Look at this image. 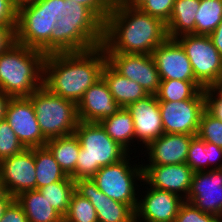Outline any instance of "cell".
Listing matches in <instances>:
<instances>
[{
    "label": "cell",
    "mask_w": 222,
    "mask_h": 222,
    "mask_svg": "<svg viewBox=\"0 0 222 222\" xmlns=\"http://www.w3.org/2000/svg\"><path fill=\"white\" fill-rule=\"evenodd\" d=\"M126 108L133 118L135 139L140 146L145 148L164 133L156 95H148Z\"/></svg>",
    "instance_id": "obj_18"
},
{
    "label": "cell",
    "mask_w": 222,
    "mask_h": 222,
    "mask_svg": "<svg viewBox=\"0 0 222 222\" xmlns=\"http://www.w3.org/2000/svg\"><path fill=\"white\" fill-rule=\"evenodd\" d=\"M107 63L121 76L138 83L148 95H156L161 83L151 54H106Z\"/></svg>",
    "instance_id": "obj_9"
},
{
    "label": "cell",
    "mask_w": 222,
    "mask_h": 222,
    "mask_svg": "<svg viewBox=\"0 0 222 222\" xmlns=\"http://www.w3.org/2000/svg\"><path fill=\"white\" fill-rule=\"evenodd\" d=\"M46 54L15 43L0 54V90L11 97H29L43 86Z\"/></svg>",
    "instance_id": "obj_3"
},
{
    "label": "cell",
    "mask_w": 222,
    "mask_h": 222,
    "mask_svg": "<svg viewBox=\"0 0 222 222\" xmlns=\"http://www.w3.org/2000/svg\"><path fill=\"white\" fill-rule=\"evenodd\" d=\"M102 77L108 84L110 93L120 107L126 108L131 103L148 96L138 83L121 76L107 62L103 66Z\"/></svg>",
    "instance_id": "obj_22"
},
{
    "label": "cell",
    "mask_w": 222,
    "mask_h": 222,
    "mask_svg": "<svg viewBox=\"0 0 222 222\" xmlns=\"http://www.w3.org/2000/svg\"><path fill=\"white\" fill-rule=\"evenodd\" d=\"M175 0H131L141 11L158 18L167 24Z\"/></svg>",
    "instance_id": "obj_35"
},
{
    "label": "cell",
    "mask_w": 222,
    "mask_h": 222,
    "mask_svg": "<svg viewBox=\"0 0 222 222\" xmlns=\"http://www.w3.org/2000/svg\"><path fill=\"white\" fill-rule=\"evenodd\" d=\"M151 55L161 80L197 81L184 49L175 39L168 38Z\"/></svg>",
    "instance_id": "obj_19"
},
{
    "label": "cell",
    "mask_w": 222,
    "mask_h": 222,
    "mask_svg": "<svg viewBox=\"0 0 222 222\" xmlns=\"http://www.w3.org/2000/svg\"><path fill=\"white\" fill-rule=\"evenodd\" d=\"M143 184L169 191L186 200L194 171L186 163L169 165H142Z\"/></svg>",
    "instance_id": "obj_15"
},
{
    "label": "cell",
    "mask_w": 222,
    "mask_h": 222,
    "mask_svg": "<svg viewBox=\"0 0 222 222\" xmlns=\"http://www.w3.org/2000/svg\"><path fill=\"white\" fill-rule=\"evenodd\" d=\"M104 48L46 54L43 86L51 93L79 103L85 91L102 77Z\"/></svg>",
    "instance_id": "obj_2"
},
{
    "label": "cell",
    "mask_w": 222,
    "mask_h": 222,
    "mask_svg": "<svg viewBox=\"0 0 222 222\" xmlns=\"http://www.w3.org/2000/svg\"><path fill=\"white\" fill-rule=\"evenodd\" d=\"M60 21L77 22V26H104L88 7L73 0H64V16Z\"/></svg>",
    "instance_id": "obj_32"
},
{
    "label": "cell",
    "mask_w": 222,
    "mask_h": 222,
    "mask_svg": "<svg viewBox=\"0 0 222 222\" xmlns=\"http://www.w3.org/2000/svg\"><path fill=\"white\" fill-rule=\"evenodd\" d=\"M106 133L128 153L135 139L133 118L127 108L121 107L112 116L106 117L99 122ZM135 140V141H134Z\"/></svg>",
    "instance_id": "obj_25"
},
{
    "label": "cell",
    "mask_w": 222,
    "mask_h": 222,
    "mask_svg": "<svg viewBox=\"0 0 222 222\" xmlns=\"http://www.w3.org/2000/svg\"><path fill=\"white\" fill-rule=\"evenodd\" d=\"M15 199L29 222H63V216L50 205L39 190L22 192Z\"/></svg>",
    "instance_id": "obj_23"
},
{
    "label": "cell",
    "mask_w": 222,
    "mask_h": 222,
    "mask_svg": "<svg viewBox=\"0 0 222 222\" xmlns=\"http://www.w3.org/2000/svg\"><path fill=\"white\" fill-rule=\"evenodd\" d=\"M72 1V0H70ZM88 7L103 23L111 11L113 3L111 0H73Z\"/></svg>",
    "instance_id": "obj_38"
},
{
    "label": "cell",
    "mask_w": 222,
    "mask_h": 222,
    "mask_svg": "<svg viewBox=\"0 0 222 222\" xmlns=\"http://www.w3.org/2000/svg\"><path fill=\"white\" fill-rule=\"evenodd\" d=\"M158 102L164 133L197 135L201 115L206 109L205 99Z\"/></svg>",
    "instance_id": "obj_11"
},
{
    "label": "cell",
    "mask_w": 222,
    "mask_h": 222,
    "mask_svg": "<svg viewBox=\"0 0 222 222\" xmlns=\"http://www.w3.org/2000/svg\"><path fill=\"white\" fill-rule=\"evenodd\" d=\"M131 154L132 152L118 163L101 167L92 179L97 188L109 198L128 204L135 211L140 198L139 192L136 193V190L139 191L137 180L143 185V163L132 165L129 161Z\"/></svg>",
    "instance_id": "obj_7"
},
{
    "label": "cell",
    "mask_w": 222,
    "mask_h": 222,
    "mask_svg": "<svg viewBox=\"0 0 222 222\" xmlns=\"http://www.w3.org/2000/svg\"><path fill=\"white\" fill-rule=\"evenodd\" d=\"M17 14L13 0H0V25L17 26Z\"/></svg>",
    "instance_id": "obj_39"
},
{
    "label": "cell",
    "mask_w": 222,
    "mask_h": 222,
    "mask_svg": "<svg viewBox=\"0 0 222 222\" xmlns=\"http://www.w3.org/2000/svg\"><path fill=\"white\" fill-rule=\"evenodd\" d=\"M25 149L6 119L0 120V162Z\"/></svg>",
    "instance_id": "obj_34"
},
{
    "label": "cell",
    "mask_w": 222,
    "mask_h": 222,
    "mask_svg": "<svg viewBox=\"0 0 222 222\" xmlns=\"http://www.w3.org/2000/svg\"><path fill=\"white\" fill-rule=\"evenodd\" d=\"M175 40L184 49L195 79L206 89L222 78V56L209 35L184 34Z\"/></svg>",
    "instance_id": "obj_8"
},
{
    "label": "cell",
    "mask_w": 222,
    "mask_h": 222,
    "mask_svg": "<svg viewBox=\"0 0 222 222\" xmlns=\"http://www.w3.org/2000/svg\"><path fill=\"white\" fill-rule=\"evenodd\" d=\"M75 192L93 204L98 222H135V211L109 198L97 188L92 178L74 180Z\"/></svg>",
    "instance_id": "obj_17"
},
{
    "label": "cell",
    "mask_w": 222,
    "mask_h": 222,
    "mask_svg": "<svg viewBox=\"0 0 222 222\" xmlns=\"http://www.w3.org/2000/svg\"><path fill=\"white\" fill-rule=\"evenodd\" d=\"M168 38L166 23L122 1L113 3L104 23L102 47L106 54H152Z\"/></svg>",
    "instance_id": "obj_1"
},
{
    "label": "cell",
    "mask_w": 222,
    "mask_h": 222,
    "mask_svg": "<svg viewBox=\"0 0 222 222\" xmlns=\"http://www.w3.org/2000/svg\"><path fill=\"white\" fill-rule=\"evenodd\" d=\"M174 222H221V220L215 215L202 212L191 202L184 201Z\"/></svg>",
    "instance_id": "obj_37"
},
{
    "label": "cell",
    "mask_w": 222,
    "mask_h": 222,
    "mask_svg": "<svg viewBox=\"0 0 222 222\" xmlns=\"http://www.w3.org/2000/svg\"><path fill=\"white\" fill-rule=\"evenodd\" d=\"M206 161H208L209 167L212 164L210 168L208 167V170L222 169V148L215 144L206 142Z\"/></svg>",
    "instance_id": "obj_42"
},
{
    "label": "cell",
    "mask_w": 222,
    "mask_h": 222,
    "mask_svg": "<svg viewBox=\"0 0 222 222\" xmlns=\"http://www.w3.org/2000/svg\"><path fill=\"white\" fill-rule=\"evenodd\" d=\"M222 21V0H200L195 17V34L210 35Z\"/></svg>",
    "instance_id": "obj_30"
},
{
    "label": "cell",
    "mask_w": 222,
    "mask_h": 222,
    "mask_svg": "<svg viewBox=\"0 0 222 222\" xmlns=\"http://www.w3.org/2000/svg\"><path fill=\"white\" fill-rule=\"evenodd\" d=\"M3 188H2V185H1V181H0V194L3 192Z\"/></svg>",
    "instance_id": "obj_50"
},
{
    "label": "cell",
    "mask_w": 222,
    "mask_h": 222,
    "mask_svg": "<svg viewBox=\"0 0 222 222\" xmlns=\"http://www.w3.org/2000/svg\"><path fill=\"white\" fill-rule=\"evenodd\" d=\"M0 222H29L20 204L14 199L6 208Z\"/></svg>",
    "instance_id": "obj_41"
},
{
    "label": "cell",
    "mask_w": 222,
    "mask_h": 222,
    "mask_svg": "<svg viewBox=\"0 0 222 222\" xmlns=\"http://www.w3.org/2000/svg\"><path fill=\"white\" fill-rule=\"evenodd\" d=\"M213 45L219 51L222 56V21L216 27V29L209 35Z\"/></svg>",
    "instance_id": "obj_44"
},
{
    "label": "cell",
    "mask_w": 222,
    "mask_h": 222,
    "mask_svg": "<svg viewBox=\"0 0 222 222\" xmlns=\"http://www.w3.org/2000/svg\"><path fill=\"white\" fill-rule=\"evenodd\" d=\"M200 0H175L171 16L166 24L170 39L184 34H195V17Z\"/></svg>",
    "instance_id": "obj_24"
},
{
    "label": "cell",
    "mask_w": 222,
    "mask_h": 222,
    "mask_svg": "<svg viewBox=\"0 0 222 222\" xmlns=\"http://www.w3.org/2000/svg\"><path fill=\"white\" fill-rule=\"evenodd\" d=\"M135 210L136 222H174L181 204L185 201L169 191L146 187ZM149 189V190H148ZM144 196V197H143ZM143 198V199H142Z\"/></svg>",
    "instance_id": "obj_16"
},
{
    "label": "cell",
    "mask_w": 222,
    "mask_h": 222,
    "mask_svg": "<svg viewBox=\"0 0 222 222\" xmlns=\"http://www.w3.org/2000/svg\"><path fill=\"white\" fill-rule=\"evenodd\" d=\"M63 222H98L96 210L89 199L74 192Z\"/></svg>",
    "instance_id": "obj_31"
},
{
    "label": "cell",
    "mask_w": 222,
    "mask_h": 222,
    "mask_svg": "<svg viewBox=\"0 0 222 222\" xmlns=\"http://www.w3.org/2000/svg\"><path fill=\"white\" fill-rule=\"evenodd\" d=\"M120 108L103 77L85 91L77 104L78 118L83 122L99 123L102 119L112 116Z\"/></svg>",
    "instance_id": "obj_20"
},
{
    "label": "cell",
    "mask_w": 222,
    "mask_h": 222,
    "mask_svg": "<svg viewBox=\"0 0 222 222\" xmlns=\"http://www.w3.org/2000/svg\"><path fill=\"white\" fill-rule=\"evenodd\" d=\"M195 135L163 133L145 147L149 163L144 165H169L186 163L188 148ZM148 154V155H146Z\"/></svg>",
    "instance_id": "obj_21"
},
{
    "label": "cell",
    "mask_w": 222,
    "mask_h": 222,
    "mask_svg": "<svg viewBox=\"0 0 222 222\" xmlns=\"http://www.w3.org/2000/svg\"><path fill=\"white\" fill-rule=\"evenodd\" d=\"M16 27L0 25V54L16 43Z\"/></svg>",
    "instance_id": "obj_43"
},
{
    "label": "cell",
    "mask_w": 222,
    "mask_h": 222,
    "mask_svg": "<svg viewBox=\"0 0 222 222\" xmlns=\"http://www.w3.org/2000/svg\"><path fill=\"white\" fill-rule=\"evenodd\" d=\"M14 199L15 198L12 195L5 191L0 194V220L5 213L6 208Z\"/></svg>",
    "instance_id": "obj_45"
},
{
    "label": "cell",
    "mask_w": 222,
    "mask_h": 222,
    "mask_svg": "<svg viewBox=\"0 0 222 222\" xmlns=\"http://www.w3.org/2000/svg\"><path fill=\"white\" fill-rule=\"evenodd\" d=\"M156 97L158 101L169 102L205 99V88L198 81L161 80Z\"/></svg>",
    "instance_id": "obj_27"
},
{
    "label": "cell",
    "mask_w": 222,
    "mask_h": 222,
    "mask_svg": "<svg viewBox=\"0 0 222 222\" xmlns=\"http://www.w3.org/2000/svg\"><path fill=\"white\" fill-rule=\"evenodd\" d=\"M197 136L222 148V120L205 109L201 115Z\"/></svg>",
    "instance_id": "obj_33"
},
{
    "label": "cell",
    "mask_w": 222,
    "mask_h": 222,
    "mask_svg": "<svg viewBox=\"0 0 222 222\" xmlns=\"http://www.w3.org/2000/svg\"><path fill=\"white\" fill-rule=\"evenodd\" d=\"M0 181L5 192L14 198L36 189L35 147L25 148L0 162Z\"/></svg>",
    "instance_id": "obj_12"
},
{
    "label": "cell",
    "mask_w": 222,
    "mask_h": 222,
    "mask_svg": "<svg viewBox=\"0 0 222 222\" xmlns=\"http://www.w3.org/2000/svg\"><path fill=\"white\" fill-rule=\"evenodd\" d=\"M81 148L73 180L92 178L101 167L118 163L129 153L115 142L100 123L80 121L75 129Z\"/></svg>",
    "instance_id": "obj_4"
},
{
    "label": "cell",
    "mask_w": 222,
    "mask_h": 222,
    "mask_svg": "<svg viewBox=\"0 0 222 222\" xmlns=\"http://www.w3.org/2000/svg\"><path fill=\"white\" fill-rule=\"evenodd\" d=\"M64 16V0H40L18 10L16 43L51 54L55 23Z\"/></svg>",
    "instance_id": "obj_5"
},
{
    "label": "cell",
    "mask_w": 222,
    "mask_h": 222,
    "mask_svg": "<svg viewBox=\"0 0 222 222\" xmlns=\"http://www.w3.org/2000/svg\"><path fill=\"white\" fill-rule=\"evenodd\" d=\"M206 109L222 120V98L210 87L205 89Z\"/></svg>",
    "instance_id": "obj_40"
},
{
    "label": "cell",
    "mask_w": 222,
    "mask_h": 222,
    "mask_svg": "<svg viewBox=\"0 0 222 222\" xmlns=\"http://www.w3.org/2000/svg\"><path fill=\"white\" fill-rule=\"evenodd\" d=\"M122 1H131V0H111L112 3L122 2Z\"/></svg>",
    "instance_id": "obj_49"
},
{
    "label": "cell",
    "mask_w": 222,
    "mask_h": 222,
    "mask_svg": "<svg viewBox=\"0 0 222 222\" xmlns=\"http://www.w3.org/2000/svg\"><path fill=\"white\" fill-rule=\"evenodd\" d=\"M211 88L222 98V78Z\"/></svg>",
    "instance_id": "obj_48"
},
{
    "label": "cell",
    "mask_w": 222,
    "mask_h": 222,
    "mask_svg": "<svg viewBox=\"0 0 222 222\" xmlns=\"http://www.w3.org/2000/svg\"><path fill=\"white\" fill-rule=\"evenodd\" d=\"M5 119L25 148L42 147L48 141L43 136L28 97H11Z\"/></svg>",
    "instance_id": "obj_13"
},
{
    "label": "cell",
    "mask_w": 222,
    "mask_h": 222,
    "mask_svg": "<svg viewBox=\"0 0 222 222\" xmlns=\"http://www.w3.org/2000/svg\"><path fill=\"white\" fill-rule=\"evenodd\" d=\"M185 201L191 202L204 213L221 218L222 169L194 172Z\"/></svg>",
    "instance_id": "obj_14"
},
{
    "label": "cell",
    "mask_w": 222,
    "mask_h": 222,
    "mask_svg": "<svg viewBox=\"0 0 222 222\" xmlns=\"http://www.w3.org/2000/svg\"><path fill=\"white\" fill-rule=\"evenodd\" d=\"M45 146L54 156L67 176H71L76 169V163L80 152V142L76 134L53 138L46 142Z\"/></svg>",
    "instance_id": "obj_26"
},
{
    "label": "cell",
    "mask_w": 222,
    "mask_h": 222,
    "mask_svg": "<svg viewBox=\"0 0 222 222\" xmlns=\"http://www.w3.org/2000/svg\"><path fill=\"white\" fill-rule=\"evenodd\" d=\"M186 164H188L194 172L207 171L206 142L197 135L191 139Z\"/></svg>",
    "instance_id": "obj_36"
},
{
    "label": "cell",
    "mask_w": 222,
    "mask_h": 222,
    "mask_svg": "<svg viewBox=\"0 0 222 222\" xmlns=\"http://www.w3.org/2000/svg\"><path fill=\"white\" fill-rule=\"evenodd\" d=\"M10 99L11 96L5 94L3 91L0 90V120H3L5 118L6 109Z\"/></svg>",
    "instance_id": "obj_46"
},
{
    "label": "cell",
    "mask_w": 222,
    "mask_h": 222,
    "mask_svg": "<svg viewBox=\"0 0 222 222\" xmlns=\"http://www.w3.org/2000/svg\"><path fill=\"white\" fill-rule=\"evenodd\" d=\"M40 0H13L14 6L17 10H19L20 8L30 5V4H34L39 2Z\"/></svg>",
    "instance_id": "obj_47"
},
{
    "label": "cell",
    "mask_w": 222,
    "mask_h": 222,
    "mask_svg": "<svg viewBox=\"0 0 222 222\" xmlns=\"http://www.w3.org/2000/svg\"><path fill=\"white\" fill-rule=\"evenodd\" d=\"M43 136L47 139L74 134L78 125L77 104L42 86L29 97Z\"/></svg>",
    "instance_id": "obj_6"
},
{
    "label": "cell",
    "mask_w": 222,
    "mask_h": 222,
    "mask_svg": "<svg viewBox=\"0 0 222 222\" xmlns=\"http://www.w3.org/2000/svg\"><path fill=\"white\" fill-rule=\"evenodd\" d=\"M104 26H77V22L55 23L51 53L87 51L103 44Z\"/></svg>",
    "instance_id": "obj_10"
},
{
    "label": "cell",
    "mask_w": 222,
    "mask_h": 222,
    "mask_svg": "<svg viewBox=\"0 0 222 222\" xmlns=\"http://www.w3.org/2000/svg\"><path fill=\"white\" fill-rule=\"evenodd\" d=\"M38 190L46 197L50 205L64 217L68 211L71 196L75 192V183L68 176L62 181L48 184Z\"/></svg>",
    "instance_id": "obj_29"
},
{
    "label": "cell",
    "mask_w": 222,
    "mask_h": 222,
    "mask_svg": "<svg viewBox=\"0 0 222 222\" xmlns=\"http://www.w3.org/2000/svg\"><path fill=\"white\" fill-rule=\"evenodd\" d=\"M36 190L68 176L46 146L35 147Z\"/></svg>",
    "instance_id": "obj_28"
}]
</instances>
